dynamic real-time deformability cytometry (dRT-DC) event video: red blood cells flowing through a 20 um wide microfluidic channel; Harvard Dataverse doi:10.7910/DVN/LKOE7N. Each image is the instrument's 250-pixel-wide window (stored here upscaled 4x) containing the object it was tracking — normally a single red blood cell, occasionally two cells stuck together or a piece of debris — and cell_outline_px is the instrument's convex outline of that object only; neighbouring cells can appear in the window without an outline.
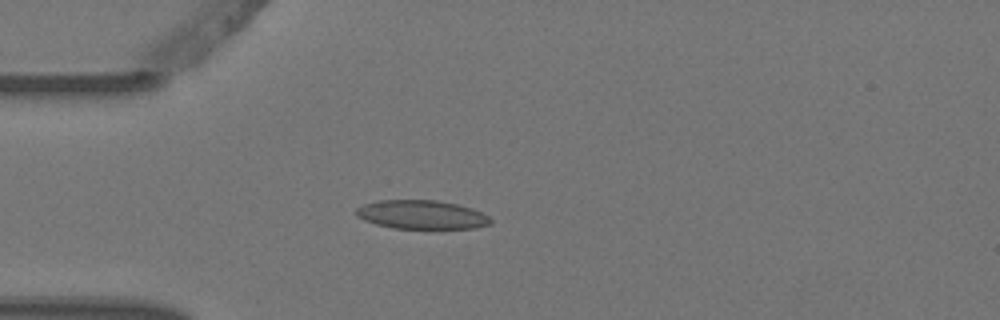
{"species": "Egyptian fruit bat (a non-hibernating species)", "species_latin": "Rousettus aegyptiacus", "temperature_condition": "warm", "stored_images_in_passage": 5, "camera_frame_rate_fps": 3000, "um_per_image_px": 0.085, "animal": {"sex": "female"}, "frame": {"image": 1, "passage_image": 5, "time_ms": 1.333, "image_size_px": [1000, 320], "cell_outline_px": [[492, 224], [476, 228], [392, 228], [376, 224], [364, 220], [356, 216], [356, 208], [364, 204], [376, 200], [436, 200], [456, 204], [472, 208], [488, 216], [492, 220]], "centroid_in_image_um": [35.83, 18.24], "position_along_channel_um": 49.2, "area_um2": 22.54}}